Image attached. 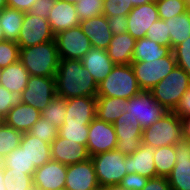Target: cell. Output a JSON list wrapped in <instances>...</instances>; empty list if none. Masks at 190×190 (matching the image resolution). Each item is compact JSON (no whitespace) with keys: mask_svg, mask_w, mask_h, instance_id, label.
<instances>
[{"mask_svg":"<svg viewBox=\"0 0 190 190\" xmlns=\"http://www.w3.org/2000/svg\"><path fill=\"white\" fill-rule=\"evenodd\" d=\"M55 79L57 97H97L98 85L81 60L60 59Z\"/></svg>","mask_w":190,"mask_h":190,"instance_id":"6da1fadb","label":"cell"},{"mask_svg":"<svg viewBox=\"0 0 190 190\" xmlns=\"http://www.w3.org/2000/svg\"><path fill=\"white\" fill-rule=\"evenodd\" d=\"M19 60L30 76L55 77L60 61L55 39L20 48Z\"/></svg>","mask_w":190,"mask_h":190,"instance_id":"7a4b0ae2","label":"cell"},{"mask_svg":"<svg viewBox=\"0 0 190 190\" xmlns=\"http://www.w3.org/2000/svg\"><path fill=\"white\" fill-rule=\"evenodd\" d=\"M142 91L132 65H115L97 88V97H116L128 100Z\"/></svg>","mask_w":190,"mask_h":190,"instance_id":"3957f363","label":"cell"},{"mask_svg":"<svg viewBox=\"0 0 190 190\" xmlns=\"http://www.w3.org/2000/svg\"><path fill=\"white\" fill-rule=\"evenodd\" d=\"M183 138L182 121L173 111L166 112L142 132V144L153 148L175 145Z\"/></svg>","mask_w":190,"mask_h":190,"instance_id":"277c9868","label":"cell"},{"mask_svg":"<svg viewBox=\"0 0 190 190\" xmlns=\"http://www.w3.org/2000/svg\"><path fill=\"white\" fill-rule=\"evenodd\" d=\"M189 87L190 76L181 67L176 66L150 92L167 111H173Z\"/></svg>","mask_w":190,"mask_h":190,"instance_id":"5b68a950","label":"cell"},{"mask_svg":"<svg viewBox=\"0 0 190 190\" xmlns=\"http://www.w3.org/2000/svg\"><path fill=\"white\" fill-rule=\"evenodd\" d=\"M95 168L96 177L101 189L120 184L127 174L125 167L126 155L117 149L90 157Z\"/></svg>","mask_w":190,"mask_h":190,"instance_id":"8992f818","label":"cell"},{"mask_svg":"<svg viewBox=\"0 0 190 190\" xmlns=\"http://www.w3.org/2000/svg\"><path fill=\"white\" fill-rule=\"evenodd\" d=\"M141 90L150 91L177 66L173 52L164 58L150 62H131Z\"/></svg>","mask_w":190,"mask_h":190,"instance_id":"52a82bcc","label":"cell"},{"mask_svg":"<svg viewBox=\"0 0 190 190\" xmlns=\"http://www.w3.org/2000/svg\"><path fill=\"white\" fill-rule=\"evenodd\" d=\"M125 112H129L134 120L137 119L144 130L168 111L154 99L150 91L142 90L127 100Z\"/></svg>","mask_w":190,"mask_h":190,"instance_id":"ba28073f","label":"cell"},{"mask_svg":"<svg viewBox=\"0 0 190 190\" xmlns=\"http://www.w3.org/2000/svg\"><path fill=\"white\" fill-rule=\"evenodd\" d=\"M56 96L55 77L29 76L21 101L42 112Z\"/></svg>","mask_w":190,"mask_h":190,"instance_id":"9c48e42d","label":"cell"},{"mask_svg":"<svg viewBox=\"0 0 190 190\" xmlns=\"http://www.w3.org/2000/svg\"><path fill=\"white\" fill-rule=\"evenodd\" d=\"M55 41L60 59L81 60L92 48L80 26L57 33Z\"/></svg>","mask_w":190,"mask_h":190,"instance_id":"30bf717a","label":"cell"},{"mask_svg":"<svg viewBox=\"0 0 190 190\" xmlns=\"http://www.w3.org/2000/svg\"><path fill=\"white\" fill-rule=\"evenodd\" d=\"M113 126L118 139L116 149L124 155L133 154L142 144L143 129L139 121L124 112Z\"/></svg>","mask_w":190,"mask_h":190,"instance_id":"8fae6325","label":"cell"},{"mask_svg":"<svg viewBox=\"0 0 190 190\" xmlns=\"http://www.w3.org/2000/svg\"><path fill=\"white\" fill-rule=\"evenodd\" d=\"M55 39L50 23L42 16L25 12L20 35L16 41L19 48L42 44Z\"/></svg>","mask_w":190,"mask_h":190,"instance_id":"7c38bea8","label":"cell"},{"mask_svg":"<svg viewBox=\"0 0 190 190\" xmlns=\"http://www.w3.org/2000/svg\"><path fill=\"white\" fill-rule=\"evenodd\" d=\"M117 141L113 124L99 120L97 117L89 124L86 147L90 157L116 149Z\"/></svg>","mask_w":190,"mask_h":190,"instance_id":"4fadbf2b","label":"cell"},{"mask_svg":"<svg viewBox=\"0 0 190 190\" xmlns=\"http://www.w3.org/2000/svg\"><path fill=\"white\" fill-rule=\"evenodd\" d=\"M176 164L167 176L171 190H190V140L174 145Z\"/></svg>","mask_w":190,"mask_h":190,"instance_id":"5bb4252c","label":"cell"},{"mask_svg":"<svg viewBox=\"0 0 190 190\" xmlns=\"http://www.w3.org/2000/svg\"><path fill=\"white\" fill-rule=\"evenodd\" d=\"M64 190H103L98 183L91 158L67 166Z\"/></svg>","mask_w":190,"mask_h":190,"instance_id":"9a60e30c","label":"cell"},{"mask_svg":"<svg viewBox=\"0 0 190 190\" xmlns=\"http://www.w3.org/2000/svg\"><path fill=\"white\" fill-rule=\"evenodd\" d=\"M67 174V165L50 160L36 168L33 174L35 190H64Z\"/></svg>","mask_w":190,"mask_h":190,"instance_id":"2e32d148","label":"cell"},{"mask_svg":"<svg viewBox=\"0 0 190 190\" xmlns=\"http://www.w3.org/2000/svg\"><path fill=\"white\" fill-rule=\"evenodd\" d=\"M158 19V9L154 1L135 6L127 15V32L136 40L144 38L149 27Z\"/></svg>","mask_w":190,"mask_h":190,"instance_id":"e0dca14e","label":"cell"},{"mask_svg":"<svg viewBox=\"0 0 190 190\" xmlns=\"http://www.w3.org/2000/svg\"><path fill=\"white\" fill-rule=\"evenodd\" d=\"M51 158L64 165L84 162L90 158L85 145L65 139L59 135L51 142Z\"/></svg>","mask_w":190,"mask_h":190,"instance_id":"ac0fdd59","label":"cell"},{"mask_svg":"<svg viewBox=\"0 0 190 190\" xmlns=\"http://www.w3.org/2000/svg\"><path fill=\"white\" fill-rule=\"evenodd\" d=\"M66 110L63 124H90L96 118V97L68 98Z\"/></svg>","mask_w":190,"mask_h":190,"instance_id":"d6986e66","label":"cell"},{"mask_svg":"<svg viewBox=\"0 0 190 190\" xmlns=\"http://www.w3.org/2000/svg\"><path fill=\"white\" fill-rule=\"evenodd\" d=\"M155 148L141 144L131 155H126L125 167L127 174L137 173L147 178H156L154 164Z\"/></svg>","mask_w":190,"mask_h":190,"instance_id":"ffe728a7","label":"cell"},{"mask_svg":"<svg viewBox=\"0 0 190 190\" xmlns=\"http://www.w3.org/2000/svg\"><path fill=\"white\" fill-rule=\"evenodd\" d=\"M79 26L89 38L92 47L107 50L113 35L108 28L106 16L101 14L100 16L82 20Z\"/></svg>","mask_w":190,"mask_h":190,"instance_id":"44dd1931","label":"cell"},{"mask_svg":"<svg viewBox=\"0 0 190 190\" xmlns=\"http://www.w3.org/2000/svg\"><path fill=\"white\" fill-rule=\"evenodd\" d=\"M84 68L92 75L96 84H100L112 71L115 64L107 50L92 47L81 59Z\"/></svg>","mask_w":190,"mask_h":190,"instance_id":"7402d4cb","label":"cell"},{"mask_svg":"<svg viewBox=\"0 0 190 190\" xmlns=\"http://www.w3.org/2000/svg\"><path fill=\"white\" fill-rule=\"evenodd\" d=\"M47 20L55 35L69 28L79 26L80 23L75 5L60 0H56L55 6L49 12Z\"/></svg>","mask_w":190,"mask_h":190,"instance_id":"603a6c76","label":"cell"},{"mask_svg":"<svg viewBox=\"0 0 190 190\" xmlns=\"http://www.w3.org/2000/svg\"><path fill=\"white\" fill-rule=\"evenodd\" d=\"M41 117V112L32 106L21 103L13 107L4 117V123L17 131L27 133Z\"/></svg>","mask_w":190,"mask_h":190,"instance_id":"cb8c5ba5","label":"cell"},{"mask_svg":"<svg viewBox=\"0 0 190 190\" xmlns=\"http://www.w3.org/2000/svg\"><path fill=\"white\" fill-rule=\"evenodd\" d=\"M135 44L136 39L128 32L113 35L107 53L115 65H129L132 62Z\"/></svg>","mask_w":190,"mask_h":190,"instance_id":"d4e9b609","label":"cell"},{"mask_svg":"<svg viewBox=\"0 0 190 190\" xmlns=\"http://www.w3.org/2000/svg\"><path fill=\"white\" fill-rule=\"evenodd\" d=\"M20 147L24 149L30 164H34L35 168L43 166L52 159L50 143L40 140L28 132L23 133Z\"/></svg>","mask_w":190,"mask_h":190,"instance_id":"484cf974","label":"cell"},{"mask_svg":"<svg viewBox=\"0 0 190 190\" xmlns=\"http://www.w3.org/2000/svg\"><path fill=\"white\" fill-rule=\"evenodd\" d=\"M29 72L23 66L20 60L0 69V85L10 92H23L26 88Z\"/></svg>","mask_w":190,"mask_h":190,"instance_id":"4316f807","label":"cell"},{"mask_svg":"<svg viewBox=\"0 0 190 190\" xmlns=\"http://www.w3.org/2000/svg\"><path fill=\"white\" fill-rule=\"evenodd\" d=\"M172 52L170 46H162L147 37L137 39L132 62H150L155 59L164 58Z\"/></svg>","mask_w":190,"mask_h":190,"instance_id":"83f0119b","label":"cell"},{"mask_svg":"<svg viewBox=\"0 0 190 190\" xmlns=\"http://www.w3.org/2000/svg\"><path fill=\"white\" fill-rule=\"evenodd\" d=\"M96 117L113 124L126 109L127 100L116 97H96Z\"/></svg>","mask_w":190,"mask_h":190,"instance_id":"f1b7e54d","label":"cell"},{"mask_svg":"<svg viewBox=\"0 0 190 190\" xmlns=\"http://www.w3.org/2000/svg\"><path fill=\"white\" fill-rule=\"evenodd\" d=\"M25 12L5 7L0 10V26L5 40L16 42L21 31Z\"/></svg>","mask_w":190,"mask_h":190,"instance_id":"f546056e","label":"cell"},{"mask_svg":"<svg viewBox=\"0 0 190 190\" xmlns=\"http://www.w3.org/2000/svg\"><path fill=\"white\" fill-rule=\"evenodd\" d=\"M170 35L171 49L178 46L190 36V16L186 11L183 14L164 20Z\"/></svg>","mask_w":190,"mask_h":190,"instance_id":"4dcf8cb0","label":"cell"},{"mask_svg":"<svg viewBox=\"0 0 190 190\" xmlns=\"http://www.w3.org/2000/svg\"><path fill=\"white\" fill-rule=\"evenodd\" d=\"M154 164L157 176L167 177L176 164L174 145L155 148Z\"/></svg>","mask_w":190,"mask_h":190,"instance_id":"1f68e13d","label":"cell"},{"mask_svg":"<svg viewBox=\"0 0 190 190\" xmlns=\"http://www.w3.org/2000/svg\"><path fill=\"white\" fill-rule=\"evenodd\" d=\"M3 168H10L13 171L24 172L33 175L36 168L30 164L29 159L22 147L12 150L2 161Z\"/></svg>","mask_w":190,"mask_h":190,"instance_id":"d6a6232c","label":"cell"},{"mask_svg":"<svg viewBox=\"0 0 190 190\" xmlns=\"http://www.w3.org/2000/svg\"><path fill=\"white\" fill-rule=\"evenodd\" d=\"M23 133L3 123L0 126V162L20 146Z\"/></svg>","mask_w":190,"mask_h":190,"instance_id":"836d02e7","label":"cell"},{"mask_svg":"<svg viewBox=\"0 0 190 190\" xmlns=\"http://www.w3.org/2000/svg\"><path fill=\"white\" fill-rule=\"evenodd\" d=\"M3 181L6 190H35L33 175L13 171L10 168H4Z\"/></svg>","mask_w":190,"mask_h":190,"instance_id":"e575fe53","label":"cell"},{"mask_svg":"<svg viewBox=\"0 0 190 190\" xmlns=\"http://www.w3.org/2000/svg\"><path fill=\"white\" fill-rule=\"evenodd\" d=\"M66 111V99L56 96L41 112V116L44 120L50 121L60 129L64 122Z\"/></svg>","mask_w":190,"mask_h":190,"instance_id":"d590c367","label":"cell"},{"mask_svg":"<svg viewBox=\"0 0 190 190\" xmlns=\"http://www.w3.org/2000/svg\"><path fill=\"white\" fill-rule=\"evenodd\" d=\"M89 124H62L58 130V135L65 139L87 145Z\"/></svg>","mask_w":190,"mask_h":190,"instance_id":"8d00e7d4","label":"cell"},{"mask_svg":"<svg viewBox=\"0 0 190 190\" xmlns=\"http://www.w3.org/2000/svg\"><path fill=\"white\" fill-rule=\"evenodd\" d=\"M159 19L166 20L187 11L186 0H163L156 2Z\"/></svg>","mask_w":190,"mask_h":190,"instance_id":"74e56055","label":"cell"},{"mask_svg":"<svg viewBox=\"0 0 190 190\" xmlns=\"http://www.w3.org/2000/svg\"><path fill=\"white\" fill-rule=\"evenodd\" d=\"M58 128L50 121L44 120L41 116L40 119L28 131L34 137H38L47 143H50L58 136Z\"/></svg>","mask_w":190,"mask_h":190,"instance_id":"f35d334b","label":"cell"},{"mask_svg":"<svg viewBox=\"0 0 190 190\" xmlns=\"http://www.w3.org/2000/svg\"><path fill=\"white\" fill-rule=\"evenodd\" d=\"M103 2L104 0H79L75 4V9L80 21L100 16L103 11Z\"/></svg>","mask_w":190,"mask_h":190,"instance_id":"ab89813d","label":"cell"},{"mask_svg":"<svg viewBox=\"0 0 190 190\" xmlns=\"http://www.w3.org/2000/svg\"><path fill=\"white\" fill-rule=\"evenodd\" d=\"M20 58L19 45L14 41L0 42V69L17 62Z\"/></svg>","mask_w":190,"mask_h":190,"instance_id":"60d3db41","label":"cell"},{"mask_svg":"<svg viewBox=\"0 0 190 190\" xmlns=\"http://www.w3.org/2000/svg\"><path fill=\"white\" fill-rule=\"evenodd\" d=\"M162 46H170V35L167 30V23L164 20L158 19L148 29L146 36Z\"/></svg>","mask_w":190,"mask_h":190,"instance_id":"b9f144b4","label":"cell"},{"mask_svg":"<svg viewBox=\"0 0 190 190\" xmlns=\"http://www.w3.org/2000/svg\"><path fill=\"white\" fill-rule=\"evenodd\" d=\"M22 92H10L0 85V115L4 118L7 113L18 104H21Z\"/></svg>","mask_w":190,"mask_h":190,"instance_id":"7bdbcfd3","label":"cell"},{"mask_svg":"<svg viewBox=\"0 0 190 190\" xmlns=\"http://www.w3.org/2000/svg\"><path fill=\"white\" fill-rule=\"evenodd\" d=\"M177 66L190 76V36L184 42L172 49Z\"/></svg>","mask_w":190,"mask_h":190,"instance_id":"ee69618b","label":"cell"},{"mask_svg":"<svg viewBox=\"0 0 190 190\" xmlns=\"http://www.w3.org/2000/svg\"><path fill=\"white\" fill-rule=\"evenodd\" d=\"M132 8V3H128L127 0H104L102 14L104 16L128 15Z\"/></svg>","mask_w":190,"mask_h":190,"instance_id":"f6af8a7d","label":"cell"},{"mask_svg":"<svg viewBox=\"0 0 190 190\" xmlns=\"http://www.w3.org/2000/svg\"><path fill=\"white\" fill-rule=\"evenodd\" d=\"M149 178L137 173L126 174L120 182V185L127 190H142Z\"/></svg>","mask_w":190,"mask_h":190,"instance_id":"bcb514c9","label":"cell"},{"mask_svg":"<svg viewBox=\"0 0 190 190\" xmlns=\"http://www.w3.org/2000/svg\"><path fill=\"white\" fill-rule=\"evenodd\" d=\"M56 0H35L31 9L27 11L30 15L42 16L48 19L49 12L55 6Z\"/></svg>","mask_w":190,"mask_h":190,"instance_id":"7dc6e473","label":"cell"},{"mask_svg":"<svg viewBox=\"0 0 190 190\" xmlns=\"http://www.w3.org/2000/svg\"><path fill=\"white\" fill-rule=\"evenodd\" d=\"M108 28L112 32V35L127 32V15L106 16Z\"/></svg>","mask_w":190,"mask_h":190,"instance_id":"c3c4849f","label":"cell"},{"mask_svg":"<svg viewBox=\"0 0 190 190\" xmlns=\"http://www.w3.org/2000/svg\"><path fill=\"white\" fill-rule=\"evenodd\" d=\"M173 112L180 118L190 115V87L186 93L181 97Z\"/></svg>","mask_w":190,"mask_h":190,"instance_id":"681fc988","label":"cell"},{"mask_svg":"<svg viewBox=\"0 0 190 190\" xmlns=\"http://www.w3.org/2000/svg\"><path fill=\"white\" fill-rule=\"evenodd\" d=\"M142 190H171L167 177L149 178Z\"/></svg>","mask_w":190,"mask_h":190,"instance_id":"f907efd6","label":"cell"},{"mask_svg":"<svg viewBox=\"0 0 190 190\" xmlns=\"http://www.w3.org/2000/svg\"><path fill=\"white\" fill-rule=\"evenodd\" d=\"M34 3L35 0H7V7L27 12Z\"/></svg>","mask_w":190,"mask_h":190,"instance_id":"816d5d0a","label":"cell"},{"mask_svg":"<svg viewBox=\"0 0 190 190\" xmlns=\"http://www.w3.org/2000/svg\"><path fill=\"white\" fill-rule=\"evenodd\" d=\"M183 125V137L190 140V115L181 119Z\"/></svg>","mask_w":190,"mask_h":190,"instance_id":"f5cc1de1","label":"cell"},{"mask_svg":"<svg viewBox=\"0 0 190 190\" xmlns=\"http://www.w3.org/2000/svg\"><path fill=\"white\" fill-rule=\"evenodd\" d=\"M128 3H132L133 7L143 5L149 2H152L153 0H127Z\"/></svg>","mask_w":190,"mask_h":190,"instance_id":"db71d44e","label":"cell"},{"mask_svg":"<svg viewBox=\"0 0 190 190\" xmlns=\"http://www.w3.org/2000/svg\"><path fill=\"white\" fill-rule=\"evenodd\" d=\"M4 168L3 165L0 162V190H6L4 187Z\"/></svg>","mask_w":190,"mask_h":190,"instance_id":"11a10c76","label":"cell"},{"mask_svg":"<svg viewBox=\"0 0 190 190\" xmlns=\"http://www.w3.org/2000/svg\"><path fill=\"white\" fill-rule=\"evenodd\" d=\"M103 190H127V189L123 188L120 184H117V185L105 187Z\"/></svg>","mask_w":190,"mask_h":190,"instance_id":"9f6ffc18","label":"cell"},{"mask_svg":"<svg viewBox=\"0 0 190 190\" xmlns=\"http://www.w3.org/2000/svg\"><path fill=\"white\" fill-rule=\"evenodd\" d=\"M7 7V0H0V10Z\"/></svg>","mask_w":190,"mask_h":190,"instance_id":"6f0895ef","label":"cell"},{"mask_svg":"<svg viewBox=\"0 0 190 190\" xmlns=\"http://www.w3.org/2000/svg\"><path fill=\"white\" fill-rule=\"evenodd\" d=\"M60 1H63V2H66V3H71V4H76L79 0H60Z\"/></svg>","mask_w":190,"mask_h":190,"instance_id":"680465c9","label":"cell"},{"mask_svg":"<svg viewBox=\"0 0 190 190\" xmlns=\"http://www.w3.org/2000/svg\"><path fill=\"white\" fill-rule=\"evenodd\" d=\"M4 40H5L4 34H3V31H2V27L0 26V42H2Z\"/></svg>","mask_w":190,"mask_h":190,"instance_id":"91938a15","label":"cell"},{"mask_svg":"<svg viewBox=\"0 0 190 190\" xmlns=\"http://www.w3.org/2000/svg\"><path fill=\"white\" fill-rule=\"evenodd\" d=\"M187 12H188V14L190 16V3H187Z\"/></svg>","mask_w":190,"mask_h":190,"instance_id":"94428289","label":"cell"},{"mask_svg":"<svg viewBox=\"0 0 190 190\" xmlns=\"http://www.w3.org/2000/svg\"><path fill=\"white\" fill-rule=\"evenodd\" d=\"M4 123V118L0 115V126Z\"/></svg>","mask_w":190,"mask_h":190,"instance_id":"6125c7cd","label":"cell"},{"mask_svg":"<svg viewBox=\"0 0 190 190\" xmlns=\"http://www.w3.org/2000/svg\"><path fill=\"white\" fill-rule=\"evenodd\" d=\"M153 1L156 3V2H160V1H163V0H153Z\"/></svg>","mask_w":190,"mask_h":190,"instance_id":"be15d7a7","label":"cell"}]
</instances>
